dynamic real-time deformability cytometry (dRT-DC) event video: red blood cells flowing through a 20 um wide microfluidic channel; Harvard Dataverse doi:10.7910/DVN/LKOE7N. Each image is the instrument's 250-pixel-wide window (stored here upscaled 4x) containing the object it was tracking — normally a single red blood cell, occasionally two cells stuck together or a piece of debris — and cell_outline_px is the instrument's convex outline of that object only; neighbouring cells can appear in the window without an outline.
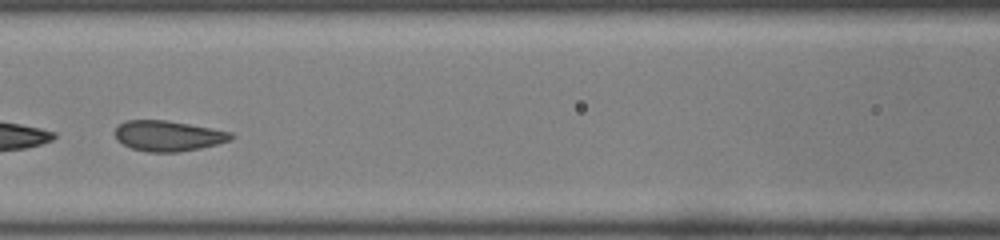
{"species": "common noctule bat (a hibernating species)", "species_latin": "Nyctalus noctula", "temperature_condition": "room temperature", "stored_images_in_passage": 17, "camera_frame_rate_fps": 3000, "um_per_image_px": 0.085, "animal": {"sex": "male", "body_mass_g": 19.0, "forearm_length_mm": 50.8}, "frame": {"image": 1, "passage_image": 8, "time_ms": 2.333, "image_size_px": [1000, 240], "cell_outline_px": [[236, 136], [232, 140], [200, 148], [180, 152], [148, 152], [132, 148], [116, 140], [116, 128], [124, 120], [168, 120], [232, 132]], "centroid_in_image_um": [14.32, 11.55], "position_along_channel_um": 152.3, "area_um2": 20.63}}